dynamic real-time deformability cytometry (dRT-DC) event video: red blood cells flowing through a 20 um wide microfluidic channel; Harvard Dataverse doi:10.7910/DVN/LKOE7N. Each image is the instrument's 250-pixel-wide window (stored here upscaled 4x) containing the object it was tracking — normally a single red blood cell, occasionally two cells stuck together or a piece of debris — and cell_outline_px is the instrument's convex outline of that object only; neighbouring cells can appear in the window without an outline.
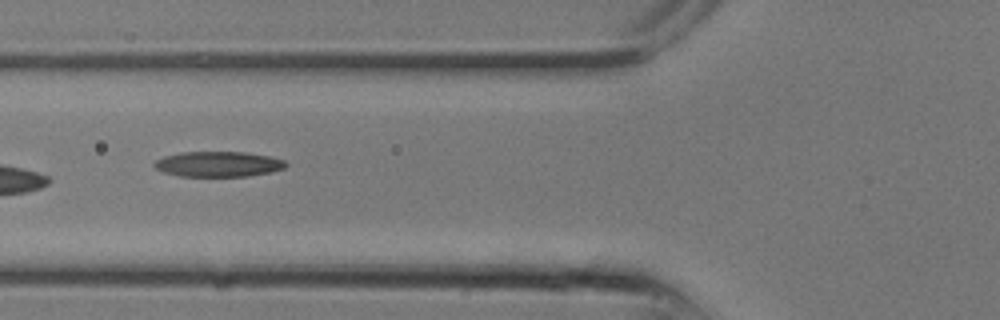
{"species": "common noctule bat (a hibernating species)", "species_latin": "Nyctalus noctula", "temperature_condition": "room temperature", "stored_images_in_passage": 22, "camera_frame_rate_fps": 3000, "um_per_image_px": 0.085, "animal": {"sex": "male", "body_mass_g": 13.3}, "frame": {"image": 1, "passage_image": 7, "time_ms": 2.0, "image_size_px": [1000, 320], "cell_outline_px": [[288, 164], [284, 168], [272, 172], [248, 176], [180, 176], [164, 172], [156, 168], [152, 164], [156, 160], [164, 156], [180, 152], [244, 152], [272, 156], [284, 160]], "centroid_in_image_um": [18.58, 13.94], "position_along_channel_um": 107.2, "area_um2": 19.48}}
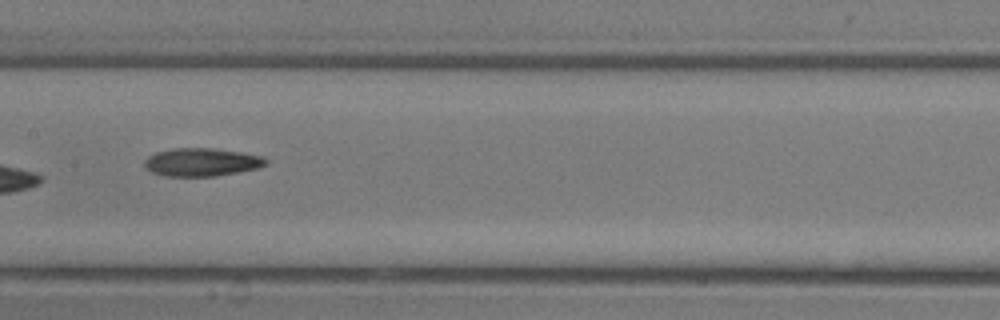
{"frame": {"image": 2, "passage_image": 10, "time_ms": 3.0, "image_size_px": [1000, 320], "cell_outline_px": [[268, 164], [256, 168], [216, 176], [164, 176], [152, 172], [144, 168], [144, 160], [148, 156], [156, 152], [176, 148], [212, 148], [240, 152], [264, 156], [268, 160]], "centroid_in_image_um": [17.12, 13.78], "position_along_channel_um": 190.3, "area_um2": 19.88}}
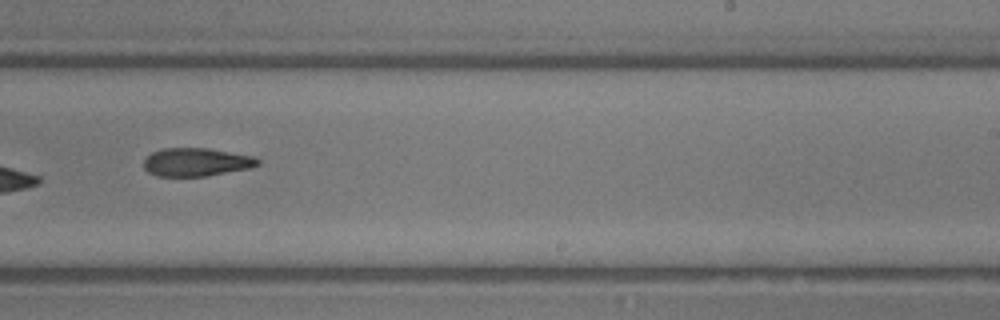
{"frame": {"image": 3, "passage_image": 13, "time_ms": 4.0, "image_size_px": [1000, 320], "cell_outline_px": [[260, 164], [252, 168], [208, 176], [156, 176], [148, 172], [144, 168], [144, 160], [152, 152], [164, 148], [208, 148], [252, 156], [260, 160]], "centroid_in_image_um": [16.7, 13.78], "position_along_channel_um": 272.3, "area_um2": 18.84}}